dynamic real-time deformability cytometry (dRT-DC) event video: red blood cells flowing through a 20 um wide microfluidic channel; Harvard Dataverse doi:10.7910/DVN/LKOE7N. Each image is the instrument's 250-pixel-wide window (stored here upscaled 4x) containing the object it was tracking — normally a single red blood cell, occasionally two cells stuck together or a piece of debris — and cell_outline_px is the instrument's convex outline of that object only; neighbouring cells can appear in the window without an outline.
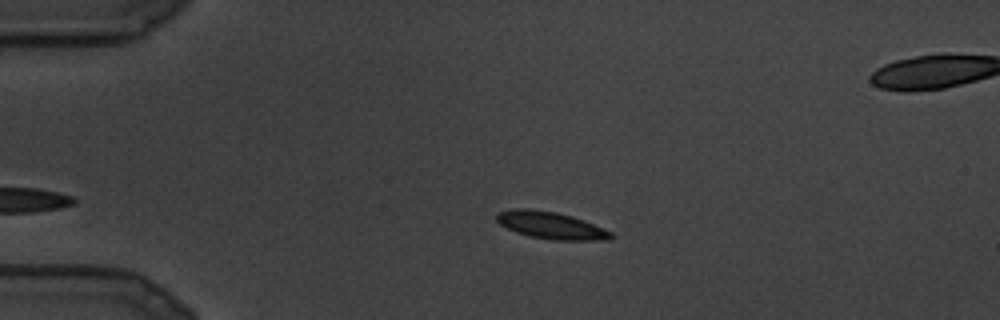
{"species": "common noctule bat (a hibernating species)", "species_latin": "Nyctalus noctula", "temperature_condition": "cold", "stored_images_in_passage": 78, "camera_frame_rate_fps": 3000, "um_per_image_px": 0.085, "animal": {"sex": "male", "body_mass_g": 19.5, "forearm_length_mm": 54.6}, "frame": {"image": 1, "passage_image": 6, "time_ms": 1.667, "image_size_px": [1000, 320], "cell_outline_px": [[616, 236], [608, 240], [552, 240], [528, 236], [516, 232], [500, 224], [496, 220], [496, 212], [516, 208], [528, 208], [556, 212], [572, 216], [584, 220], [612, 232]], "centroid_in_image_um": [46.83, 19.15], "position_along_channel_um": 38.2, "area_um2": 18.21}}
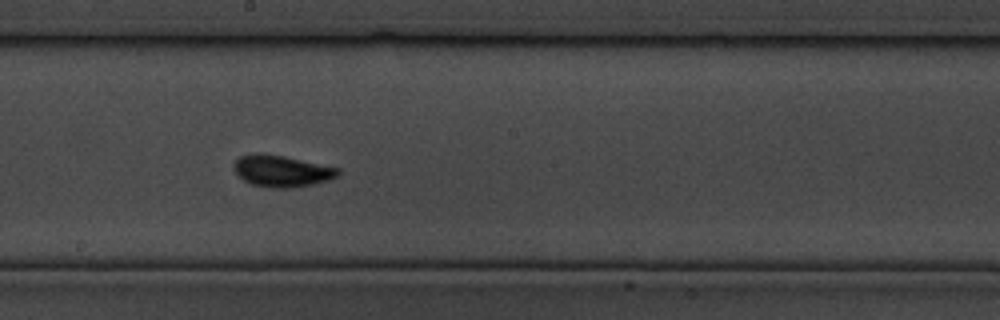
{"frame": {"image": 2, "passage_image": 41, "time_ms": 13.333, "image_size_px": [1000, 320], "cell_outline_px": [[340, 176], [328, 180], [312, 184], [288, 188], [272, 188], [252, 184], [244, 180], [236, 172], [232, 164], [240, 156], [256, 152], [260, 152], [284, 156], [340, 168]], "centroid_in_image_um": [23.95, 14.52], "position_along_channel_um": 224.2, "area_um2": 19.19}}
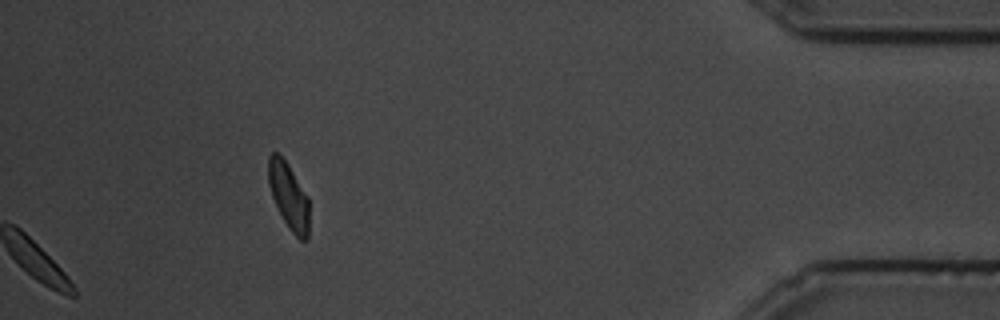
{"frame": {"image": 3, "passage_image": 78, "time_ms": 25.667, "image_size_px": [1000, 320], "cell_outline_px": [[308, 240], [300, 240], [288, 228], [272, 196], [268, 184], [268, 156], [272, 152], [280, 152], [288, 164], [308, 196]], "centroid_in_image_um": [24.53, 16.61], "position_along_channel_um": 410.7, "area_um2": 15.78}}